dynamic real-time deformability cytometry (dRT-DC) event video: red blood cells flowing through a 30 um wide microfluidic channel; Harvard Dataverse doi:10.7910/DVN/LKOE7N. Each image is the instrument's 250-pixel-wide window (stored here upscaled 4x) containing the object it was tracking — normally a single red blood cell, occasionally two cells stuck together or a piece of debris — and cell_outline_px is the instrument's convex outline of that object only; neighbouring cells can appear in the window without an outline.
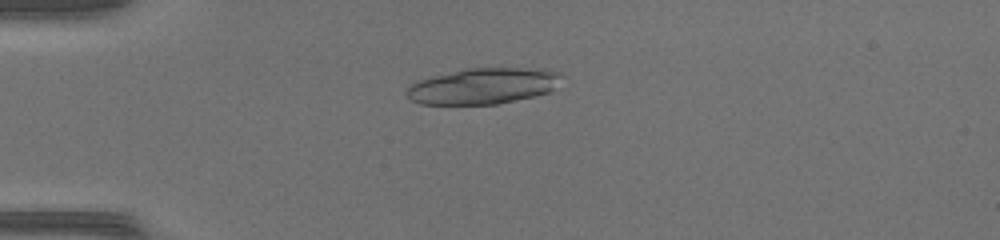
{"species": "common noctule bat (a hibernating species)", "species_latin": "Nyctalus noctula", "temperature_condition": "warm", "stored_images_in_passage": 49, "camera_frame_rate_fps": 3000, "um_per_image_px": 0.085, "animal": {"sex": "female", "body_mass_g": 17.0, "forearm_length_mm": 48.0}, "frame": {"image": 1, "passage_image": 14, "time_ms": 4.333, "image_size_px": [1000, 240], "cell_outline_px": [[568, 76], [548, 92], [532, 96], [496, 104], [420, 104], [412, 100], [404, 92], [416, 80], [464, 68], [544, 68], [560, 72]], "centroid_in_image_um": [41.11, 7.29], "position_along_channel_um": 43.9, "area_um2": 32.77}}